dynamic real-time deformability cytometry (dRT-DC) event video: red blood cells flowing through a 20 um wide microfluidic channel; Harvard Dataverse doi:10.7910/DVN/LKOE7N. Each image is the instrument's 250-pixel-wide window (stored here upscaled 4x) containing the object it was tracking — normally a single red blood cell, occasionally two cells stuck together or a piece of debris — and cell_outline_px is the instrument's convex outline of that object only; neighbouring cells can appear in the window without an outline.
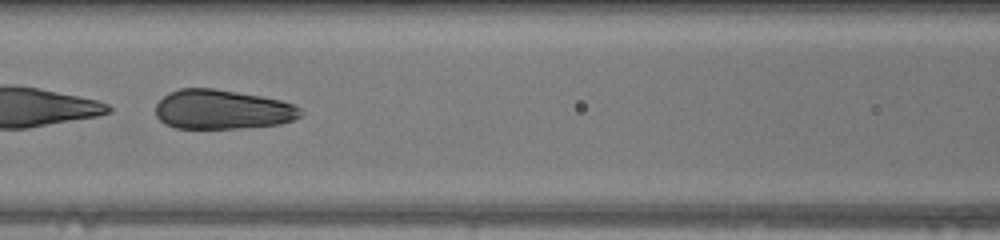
{"species": "human", "species_latin": "Homo sapiens", "temperature_condition": "warm", "stored_images_in_passage": 36, "segment_of_instrument_passage": [2, 2], "camera_frame_rate_fps": 3000, "um_per_image_px": 0.085, "donor": {"sex": "female"}, "frame": {"image": 1, "passage_image": 22, "time_ms": 7.0, "image_size_px": [1000, 240], "cell_outline_px": [[304, 112], [300, 116], [292, 120], [280, 124], [244, 128], [176, 128], [164, 124], [156, 116], [156, 104], [168, 92], [180, 88], [216, 88], [260, 96], [280, 100], [296, 104]], "centroid_in_image_um": [18.9, 9.3], "position_along_channel_um": 147.7, "area_um2": 33.58}}
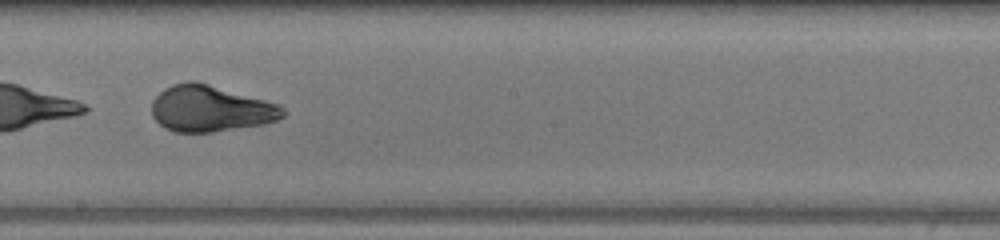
{"frame": {"image": 2, "passage_image": 28, "time_ms": 9.0, "image_size_px": [1000, 240], "cell_outline_px": [[288, 112], [284, 116], [276, 120], [264, 124], [212, 132], [176, 132], [164, 128], [152, 116], [152, 100], [164, 88], [172, 84], [188, 80], [196, 80], [280, 104]], "centroid_in_image_um": [17.9, 9.22], "position_along_channel_um": 230.3, "area_um2": 35.66}}
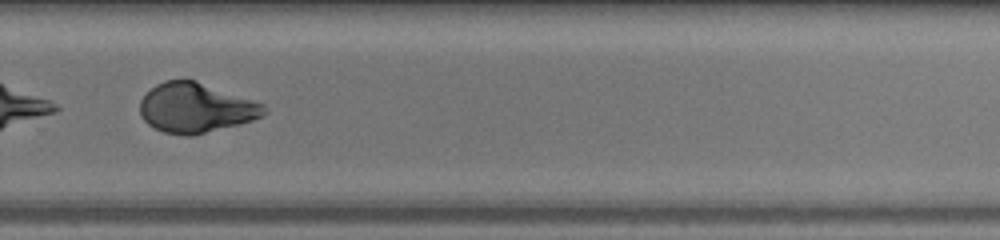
{"frame": {"image": 3, "passage_image": 34, "time_ms": 11.0, "image_size_px": [1000, 240], "cell_outline_px": [[268, 112], [264, 116], [252, 120], [188, 136], [184, 136], [164, 132], [148, 124], [140, 116], [140, 100], [156, 84], [164, 80], [184, 76], [196, 80], [264, 104], [268, 108]], "centroid_in_image_um": [16.62, 9.12], "position_along_channel_um": 313.2, "area_um2": 36.07}}